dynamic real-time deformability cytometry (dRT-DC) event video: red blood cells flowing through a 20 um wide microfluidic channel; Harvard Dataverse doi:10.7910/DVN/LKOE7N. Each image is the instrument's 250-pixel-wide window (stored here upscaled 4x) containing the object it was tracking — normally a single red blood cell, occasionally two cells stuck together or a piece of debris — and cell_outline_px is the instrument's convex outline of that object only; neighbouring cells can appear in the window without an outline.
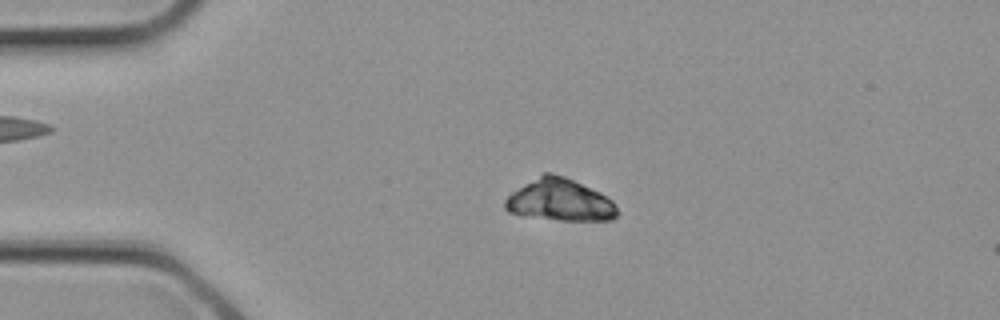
{"species": "common noctule bat (a hibernating species)", "species_latin": "Nyctalus noctula", "temperature_condition": "cold", "stored_images_in_passage": 4, "camera_frame_rate_fps": 3000, "um_per_image_px": 0.085, "animal": {"sex": "female", "body_mass_g": 21.9}, "frame": {"image": 1, "passage_image": 3, "time_ms": 0.667, "image_size_px": [1000, 320], "cell_outline_px": [[616, 216], [612, 220], [560, 220], [520, 216], [508, 212], [504, 208], [504, 200], [512, 192], [524, 184], [544, 172], [552, 172], [564, 176], [600, 192], [612, 200], [616, 208]], "centroid_in_image_um": [47.54, 17.01], "position_along_channel_um": 37.5, "area_um2": 27.46}}